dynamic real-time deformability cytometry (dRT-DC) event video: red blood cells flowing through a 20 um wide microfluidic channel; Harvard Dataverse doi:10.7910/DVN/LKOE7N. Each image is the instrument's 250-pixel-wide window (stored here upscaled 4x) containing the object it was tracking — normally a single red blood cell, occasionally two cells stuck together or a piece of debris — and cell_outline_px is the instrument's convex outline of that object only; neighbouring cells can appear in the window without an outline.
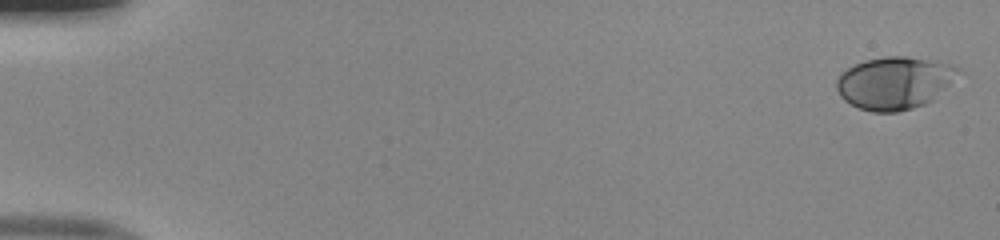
{"species": "human", "species_latin": "Homo sapiens", "temperature_condition": "room temperature", "stored_images_in_passage": 52, "camera_frame_rate_fps": 3000, "um_per_image_px": 0.085, "donor": {"sex": "male"}, "frame": {"image": 1, "passage_image": 1, "time_ms": 0.0, "image_size_px": [1000, 240], "cell_outline_px": [[960, 68], [948, 84], [932, 100], [924, 104], [912, 108], [896, 112], [872, 112], [860, 108], [844, 100], [840, 96], [836, 88], [836, 80], [840, 72], [864, 60], [884, 56], [904, 56], [936, 60], [956, 64]], "centroid_in_image_um": [76.0, 7.02], "position_along_channel_um": 9.0, "area_um2": 37.11}}
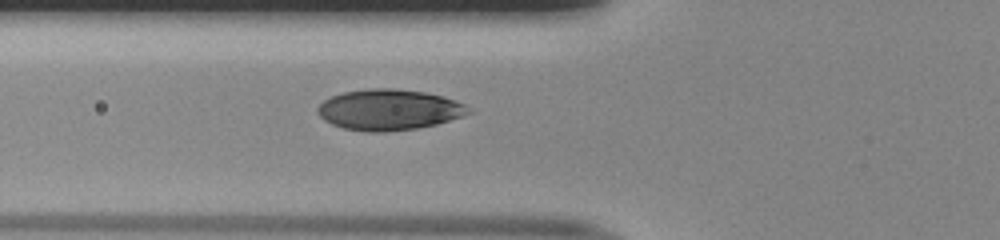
{"frame": {"image": 2, "passage_image": 20, "time_ms": 6.333, "image_size_px": [1000, 240], "cell_outline_px": [[472, 112], [464, 116], [436, 124], [416, 128], [384, 132], [364, 132], [344, 128], [332, 124], [324, 120], [316, 112], [316, 108], [324, 100], [332, 96], [344, 92], [368, 88], [396, 88], [424, 92], [444, 96], [464, 104]], "centroid_in_image_um": [33.05, 9.32], "position_along_channel_um": 92.8, "area_um2": 35.95}}
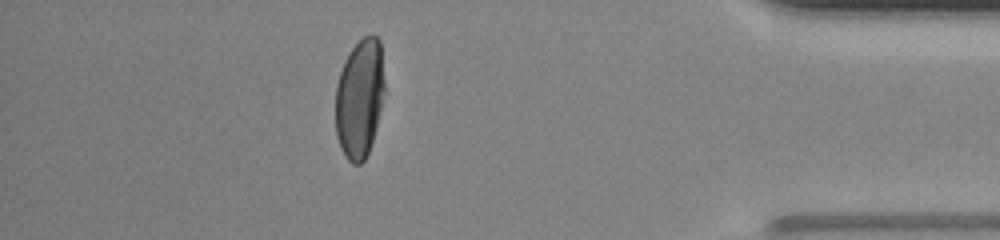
{"frame": {"image": 3, "passage_image": 46, "time_ms": 15.0, "image_size_px": [1000, 240], "cell_outline_px": [[384, 92], [376, 128], [368, 152], [364, 160], [360, 164], [352, 164], [344, 156], [340, 148], [336, 136], [336, 84], [344, 60], [348, 52], [364, 36], [372, 32], [380, 40], [384, 80]], "centroid_in_image_um": [30.56, 8.35], "position_along_channel_um": 404.6, "area_um2": 34.22}, "authors_computed_cell_mechanics": {"area_um2": 35.3736, "velocity_mm_per_s": 4.0137, "shape_relaxation_time_tau1_ms": 3.3527, "shape_relaxation_time_tau2_ms": null, "deformation_change_tau1": 0.1873, "deformation_change_tau2": null}}